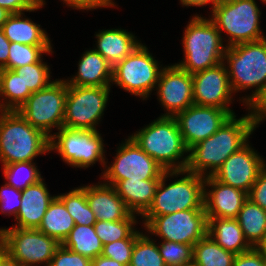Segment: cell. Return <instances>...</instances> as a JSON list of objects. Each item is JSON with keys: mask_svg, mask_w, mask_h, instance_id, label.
I'll use <instances>...</instances> for the list:
<instances>
[{"mask_svg": "<svg viewBox=\"0 0 266 266\" xmlns=\"http://www.w3.org/2000/svg\"><path fill=\"white\" fill-rule=\"evenodd\" d=\"M56 134H51L50 150L58 151L67 164L87 168L98 160L106 163L102 137L97 130L61 127Z\"/></svg>", "mask_w": 266, "mask_h": 266, "instance_id": "7c38bea8", "label": "cell"}, {"mask_svg": "<svg viewBox=\"0 0 266 266\" xmlns=\"http://www.w3.org/2000/svg\"><path fill=\"white\" fill-rule=\"evenodd\" d=\"M157 85L159 100L168 111L162 116L175 117L194 104L192 74L177 64L162 69Z\"/></svg>", "mask_w": 266, "mask_h": 266, "instance_id": "ac0fdd59", "label": "cell"}, {"mask_svg": "<svg viewBox=\"0 0 266 266\" xmlns=\"http://www.w3.org/2000/svg\"><path fill=\"white\" fill-rule=\"evenodd\" d=\"M10 44L11 42L5 36L3 29L0 28V70L7 65Z\"/></svg>", "mask_w": 266, "mask_h": 266, "instance_id": "7dc6e473", "label": "cell"}, {"mask_svg": "<svg viewBox=\"0 0 266 266\" xmlns=\"http://www.w3.org/2000/svg\"><path fill=\"white\" fill-rule=\"evenodd\" d=\"M248 105L249 109L253 110L250 117L254 128H256V125L266 117V86Z\"/></svg>", "mask_w": 266, "mask_h": 266, "instance_id": "f6af8a7d", "label": "cell"}, {"mask_svg": "<svg viewBox=\"0 0 266 266\" xmlns=\"http://www.w3.org/2000/svg\"><path fill=\"white\" fill-rule=\"evenodd\" d=\"M233 266H266V260L258 248L237 254Z\"/></svg>", "mask_w": 266, "mask_h": 266, "instance_id": "ee69618b", "label": "cell"}, {"mask_svg": "<svg viewBox=\"0 0 266 266\" xmlns=\"http://www.w3.org/2000/svg\"><path fill=\"white\" fill-rule=\"evenodd\" d=\"M0 160L3 165L33 161L50 150V137L18 111H0Z\"/></svg>", "mask_w": 266, "mask_h": 266, "instance_id": "7a4b0ae2", "label": "cell"}, {"mask_svg": "<svg viewBox=\"0 0 266 266\" xmlns=\"http://www.w3.org/2000/svg\"><path fill=\"white\" fill-rule=\"evenodd\" d=\"M180 1L185 6H203L211 2L213 4V8L218 3L217 0H180Z\"/></svg>", "mask_w": 266, "mask_h": 266, "instance_id": "f907efd6", "label": "cell"}, {"mask_svg": "<svg viewBox=\"0 0 266 266\" xmlns=\"http://www.w3.org/2000/svg\"><path fill=\"white\" fill-rule=\"evenodd\" d=\"M248 199L266 210V166L258 174L257 180L248 193Z\"/></svg>", "mask_w": 266, "mask_h": 266, "instance_id": "b9f144b4", "label": "cell"}, {"mask_svg": "<svg viewBox=\"0 0 266 266\" xmlns=\"http://www.w3.org/2000/svg\"><path fill=\"white\" fill-rule=\"evenodd\" d=\"M61 244L38 229H0V247L21 266L45 262L49 266L56 249Z\"/></svg>", "mask_w": 266, "mask_h": 266, "instance_id": "9c48e42d", "label": "cell"}, {"mask_svg": "<svg viewBox=\"0 0 266 266\" xmlns=\"http://www.w3.org/2000/svg\"><path fill=\"white\" fill-rule=\"evenodd\" d=\"M74 226V220L64 203L55 196L37 229L47 236L55 238L61 244Z\"/></svg>", "mask_w": 266, "mask_h": 266, "instance_id": "83f0119b", "label": "cell"}, {"mask_svg": "<svg viewBox=\"0 0 266 266\" xmlns=\"http://www.w3.org/2000/svg\"><path fill=\"white\" fill-rule=\"evenodd\" d=\"M130 137L165 171L186 169L188 156L175 162L188 153L175 117L161 116Z\"/></svg>", "mask_w": 266, "mask_h": 266, "instance_id": "3957f363", "label": "cell"}, {"mask_svg": "<svg viewBox=\"0 0 266 266\" xmlns=\"http://www.w3.org/2000/svg\"><path fill=\"white\" fill-rule=\"evenodd\" d=\"M21 196V190L15 189L13 186L5 184L0 189L1 211L3 213L7 211L6 214H14L16 217L21 206Z\"/></svg>", "mask_w": 266, "mask_h": 266, "instance_id": "60d3db41", "label": "cell"}, {"mask_svg": "<svg viewBox=\"0 0 266 266\" xmlns=\"http://www.w3.org/2000/svg\"><path fill=\"white\" fill-rule=\"evenodd\" d=\"M207 234L223 249L240 254L252 247L246 241L236 218H207Z\"/></svg>", "mask_w": 266, "mask_h": 266, "instance_id": "cb8c5ba5", "label": "cell"}, {"mask_svg": "<svg viewBox=\"0 0 266 266\" xmlns=\"http://www.w3.org/2000/svg\"><path fill=\"white\" fill-rule=\"evenodd\" d=\"M212 191H204V210L207 218H237L248 193L217 181L213 176L205 177V186Z\"/></svg>", "mask_w": 266, "mask_h": 266, "instance_id": "d6986e66", "label": "cell"}, {"mask_svg": "<svg viewBox=\"0 0 266 266\" xmlns=\"http://www.w3.org/2000/svg\"><path fill=\"white\" fill-rule=\"evenodd\" d=\"M51 46H32L11 42L7 65L3 69L14 70L18 67L36 63L41 59L42 53H50Z\"/></svg>", "mask_w": 266, "mask_h": 266, "instance_id": "e575fe53", "label": "cell"}, {"mask_svg": "<svg viewBox=\"0 0 266 266\" xmlns=\"http://www.w3.org/2000/svg\"><path fill=\"white\" fill-rule=\"evenodd\" d=\"M7 9L0 7V28H2L3 24L7 21L8 17L11 15Z\"/></svg>", "mask_w": 266, "mask_h": 266, "instance_id": "816d5d0a", "label": "cell"}, {"mask_svg": "<svg viewBox=\"0 0 266 266\" xmlns=\"http://www.w3.org/2000/svg\"><path fill=\"white\" fill-rule=\"evenodd\" d=\"M185 177L165 186V179L176 174ZM205 178L187 170L164 171L157 185L154 200L142 215L145 226L155 217L190 209H204Z\"/></svg>", "mask_w": 266, "mask_h": 266, "instance_id": "277c9868", "label": "cell"}, {"mask_svg": "<svg viewBox=\"0 0 266 266\" xmlns=\"http://www.w3.org/2000/svg\"><path fill=\"white\" fill-rule=\"evenodd\" d=\"M265 166L264 160L246 144L231 154L212 176L217 181L249 193Z\"/></svg>", "mask_w": 266, "mask_h": 266, "instance_id": "2e32d148", "label": "cell"}, {"mask_svg": "<svg viewBox=\"0 0 266 266\" xmlns=\"http://www.w3.org/2000/svg\"><path fill=\"white\" fill-rule=\"evenodd\" d=\"M235 257L206 234L193 246L192 266H233Z\"/></svg>", "mask_w": 266, "mask_h": 266, "instance_id": "f546056e", "label": "cell"}, {"mask_svg": "<svg viewBox=\"0 0 266 266\" xmlns=\"http://www.w3.org/2000/svg\"><path fill=\"white\" fill-rule=\"evenodd\" d=\"M49 67L42 63L40 59L36 63L18 67L13 71L23 82V92H37L49 86L53 81H49Z\"/></svg>", "mask_w": 266, "mask_h": 266, "instance_id": "836d02e7", "label": "cell"}, {"mask_svg": "<svg viewBox=\"0 0 266 266\" xmlns=\"http://www.w3.org/2000/svg\"><path fill=\"white\" fill-rule=\"evenodd\" d=\"M222 40L211 19L194 16L184 32L185 61L177 65L190 74L219 65L227 49Z\"/></svg>", "mask_w": 266, "mask_h": 266, "instance_id": "8992f818", "label": "cell"}, {"mask_svg": "<svg viewBox=\"0 0 266 266\" xmlns=\"http://www.w3.org/2000/svg\"><path fill=\"white\" fill-rule=\"evenodd\" d=\"M86 198L96 221L125 220L132 212L126 207L114 186H86Z\"/></svg>", "mask_w": 266, "mask_h": 266, "instance_id": "ffe728a7", "label": "cell"}, {"mask_svg": "<svg viewBox=\"0 0 266 266\" xmlns=\"http://www.w3.org/2000/svg\"><path fill=\"white\" fill-rule=\"evenodd\" d=\"M109 92L110 87L67 85L63 127L96 130Z\"/></svg>", "mask_w": 266, "mask_h": 266, "instance_id": "8fae6325", "label": "cell"}, {"mask_svg": "<svg viewBox=\"0 0 266 266\" xmlns=\"http://www.w3.org/2000/svg\"><path fill=\"white\" fill-rule=\"evenodd\" d=\"M113 66L97 51H86L78 65L76 77L67 81L72 86L110 87Z\"/></svg>", "mask_w": 266, "mask_h": 266, "instance_id": "7402d4cb", "label": "cell"}, {"mask_svg": "<svg viewBox=\"0 0 266 266\" xmlns=\"http://www.w3.org/2000/svg\"><path fill=\"white\" fill-rule=\"evenodd\" d=\"M0 266H21L3 248L0 247Z\"/></svg>", "mask_w": 266, "mask_h": 266, "instance_id": "681fc988", "label": "cell"}, {"mask_svg": "<svg viewBox=\"0 0 266 266\" xmlns=\"http://www.w3.org/2000/svg\"><path fill=\"white\" fill-rule=\"evenodd\" d=\"M129 266H166L158 246L146 235L141 234L135 241Z\"/></svg>", "mask_w": 266, "mask_h": 266, "instance_id": "d590c367", "label": "cell"}, {"mask_svg": "<svg viewBox=\"0 0 266 266\" xmlns=\"http://www.w3.org/2000/svg\"><path fill=\"white\" fill-rule=\"evenodd\" d=\"M3 166H4L3 172L5 179L8 180V183L6 182V184L13 186L15 189L22 191L28 186L34 185L38 183L40 180H42L41 174L36 168L37 166H35L34 163L32 164V161L17 162ZM23 169H26L25 172L27 173L26 177L24 178L22 177L23 179L22 181V179L19 176V174L21 173L19 172L23 171Z\"/></svg>", "mask_w": 266, "mask_h": 266, "instance_id": "8d00e7d4", "label": "cell"}, {"mask_svg": "<svg viewBox=\"0 0 266 266\" xmlns=\"http://www.w3.org/2000/svg\"><path fill=\"white\" fill-rule=\"evenodd\" d=\"M232 115L224 109L191 105L175 118L183 141L189 150L214 134Z\"/></svg>", "mask_w": 266, "mask_h": 266, "instance_id": "9a60e30c", "label": "cell"}, {"mask_svg": "<svg viewBox=\"0 0 266 266\" xmlns=\"http://www.w3.org/2000/svg\"><path fill=\"white\" fill-rule=\"evenodd\" d=\"M91 266H125L111 258L99 255L96 258L91 259Z\"/></svg>", "mask_w": 266, "mask_h": 266, "instance_id": "c3c4849f", "label": "cell"}, {"mask_svg": "<svg viewBox=\"0 0 266 266\" xmlns=\"http://www.w3.org/2000/svg\"><path fill=\"white\" fill-rule=\"evenodd\" d=\"M31 94L23 92V82L13 70H0V96L9 98L6 104H0V111H17Z\"/></svg>", "mask_w": 266, "mask_h": 266, "instance_id": "4dcf8cb0", "label": "cell"}, {"mask_svg": "<svg viewBox=\"0 0 266 266\" xmlns=\"http://www.w3.org/2000/svg\"><path fill=\"white\" fill-rule=\"evenodd\" d=\"M136 223L134 213L125 220L120 221H96L94 229L100 238L102 245L121 239H137L142 233L134 230L132 225Z\"/></svg>", "mask_w": 266, "mask_h": 266, "instance_id": "1f68e13d", "label": "cell"}, {"mask_svg": "<svg viewBox=\"0 0 266 266\" xmlns=\"http://www.w3.org/2000/svg\"><path fill=\"white\" fill-rule=\"evenodd\" d=\"M61 245L74 253L90 259L102 255L103 252V245L100 238L96 235L94 225L75 224Z\"/></svg>", "mask_w": 266, "mask_h": 266, "instance_id": "f1b7e54d", "label": "cell"}, {"mask_svg": "<svg viewBox=\"0 0 266 266\" xmlns=\"http://www.w3.org/2000/svg\"><path fill=\"white\" fill-rule=\"evenodd\" d=\"M235 117L232 115L214 134L188 150L185 170L205 177L204 171L210 168L206 176H212L231 154L248 143L255 129L250 114L240 119Z\"/></svg>", "mask_w": 266, "mask_h": 266, "instance_id": "6da1fadb", "label": "cell"}, {"mask_svg": "<svg viewBox=\"0 0 266 266\" xmlns=\"http://www.w3.org/2000/svg\"><path fill=\"white\" fill-rule=\"evenodd\" d=\"M158 66L146 46L140 43L113 67L112 82L144 100L158 83L162 71Z\"/></svg>", "mask_w": 266, "mask_h": 266, "instance_id": "30bf717a", "label": "cell"}, {"mask_svg": "<svg viewBox=\"0 0 266 266\" xmlns=\"http://www.w3.org/2000/svg\"><path fill=\"white\" fill-rule=\"evenodd\" d=\"M192 79L195 105L221 108L234 115L226 106L231 101L233 92L223 62L213 68L193 73Z\"/></svg>", "mask_w": 266, "mask_h": 266, "instance_id": "e0dca14e", "label": "cell"}, {"mask_svg": "<svg viewBox=\"0 0 266 266\" xmlns=\"http://www.w3.org/2000/svg\"><path fill=\"white\" fill-rule=\"evenodd\" d=\"M23 13H12L3 24L2 29L10 42L32 46H51L44 30L28 18L22 19Z\"/></svg>", "mask_w": 266, "mask_h": 266, "instance_id": "484cf974", "label": "cell"}, {"mask_svg": "<svg viewBox=\"0 0 266 266\" xmlns=\"http://www.w3.org/2000/svg\"><path fill=\"white\" fill-rule=\"evenodd\" d=\"M160 246V255L166 266H192V245L163 240Z\"/></svg>", "mask_w": 266, "mask_h": 266, "instance_id": "74e56055", "label": "cell"}, {"mask_svg": "<svg viewBox=\"0 0 266 266\" xmlns=\"http://www.w3.org/2000/svg\"><path fill=\"white\" fill-rule=\"evenodd\" d=\"M97 49L113 67L128 56L140 43L133 34L121 29L104 30L96 34Z\"/></svg>", "mask_w": 266, "mask_h": 266, "instance_id": "d4e9b609", "label": "cell"}, {"mask_svg": "<svg viewBox=\"0 0 266 266\" xmlns=\"http://www.w3.org/2000/svg\"><path fill=\"white\" fill-rule=\"evenodd\" d=\"M260 11L255 0H232L217 3L212 9V21L220 32L226 31L229 45L264 39L259 27Z\"/></svg>", "mask_w": 266, "mask_h": 266, "instance_id": "52a82bcc", "label": "cell"}, {"mask_svg": "<svg viewBox=\"0 0 266 266\" xmlns=\"http://www.w3.org/2000/svg\"><path fill=\"white\" fill-rule=\"evenodd\" d=\"M218 3H223V2H228V1H232V0H217Z\"/></svg>", "mask_w": 266, "mask_h": 266, "instance_id": "db71d44e", "label": "cell"}, {"mask_svg": "<svg viewBox=\"0 0 266 266\" xmlns=\"http://www.w3.org/2000/svg\"><path fill=\"white\" fill-rule=\"evenodd\" d=\"M57 197L64 203L75 224L91 226L96 223L95 215L86 198V186Z\"/></svg>", "mask_w": 266, "mask_h": 266, "instance_id": "d6a6232c", "label": "cell"}, {"mask_svg": "<svg viewBox=\"0 0 266 266\" xmlns=\"http://www.w3.org/2000/svg\"><path fill=\"white\" fill-rule=\"evenodd\" d=\"M64 3L68 4L75 9H94L97 7L114 6L112 0H63Z\"/></svg>", "mask_w": 266, "mask_h": 266, "instance_id": "bcb514c9", "label": "cell"}, {"mask_svg": "<svg viewBox=\"0 0 266 266\" xmlns=\"http://www.w3.org/2000/svg\"><path fill=\"white\" fill-rule=\"evenodd\" d=\"M236 219L246 241L251 247L257 248L266 237V210L247 199Z\"/></svg>", "mask_w": 266, "mask_h": 266, "instance_id": "4316f807", "label": "cell"}, {"mask_svg": "<svg viewBox=\"0 0 266 266\" xmlns=\"http://www.w3.org/2000/svg\"><path fill=\"white\" fill-rule=\"evenodd\" d=\"M67 83L64 80L53 81L49 86L33 92L17 110L34 128L48 137L52 127H63Z\"/></svg>", "mask_w": 266, "mask_h": 266, "instance_id": "ba28073f", "label": "cell"}, {"mask_svg": "<svg viewBox=\"0 0 266 266\" xmlns=\"http://www.w3.org/2000/svg\"><path fill=\"white\" fill-rule=\"evenodd\" d=\"M135 241L136 239H121L105 244L102 255L129 266Z\"/></svg>", "mask_w": 266, "mask_h": 266, "instance_id": "f35d334b", "label": "cell"}, {"mask_svg": "<svg viewBox=\"0 0 266 266\" xmlns=\"http://www.w3.org/2000/svg\"><path fill=\"white\" fill-rule=\"evenodd\" d=\"M164 169L135 141L129 137L125 144L118 147L115 162L104 171L103 178L108 180L111 186H115L120 180H150L161 179Z\"/></svg>", "mask_w": 266, "mask_h": 266, "instance_id": "5bb4252c", "label": "cell"}, {"mask_svg": "<svg viewBox=\"0 0 266 266\" xmlns=\"http://www.w3.org/2000/svg\"><path fill=\"white\" fill-rule=\"evenodd\" d=\"M49 266H91V259L60 245L56 249Z\"/></svg>", "mask_w": 266, "mask_h": 266, "instance_id": "ab89813d", "label": "cell"}, {"mask_svg": "<svg viewBox=\"0 0 266 266\" xmlns=\"http://www.w3.org/2000/svg\"><path fill=\"white\" fill-rule=\"evenodd\" d=\"M257 248L262 252L264 259L266 260V237Z\"/></svg>", "mask_w": 266, "mask_h": 266, "instance_id": "f5cc1de1", "label": "cell"}, {"mask_svg": "<svg viewBox=\"0 0 266 266\" xmlns=\"http://www.w3.org/2000/svg\"><path fill=\"white\" fill-rule=\"evenodd\" d=\"M44 4V0H0V7L7 9L10 13L38 10Z\"/></svg>", "mask_w": 266, "mask_h": 266, "instance_id": "7bdbcfd3", "label": "cell"}, {"mask_svg": "<svg viewBox=\"0 0 266 266\" xmlns=\"http://www.w3.org/2000/svg\"><path fill=\"white\" fill-rule=\"evenodd\" d=\"M232 91L256 87L252 95L243 100L248 105L266 86V37L228 47L224 58Z\"/></svg>", "mask_w": 266, "mask_h": 266, "instance_id": "5b68a950", "label": "cell"}, {"mask_svg": "<svg viewBox=\"0 0 266 266\" xmlns=\"http://www.w3.org/2000/svg\"><path fill=\"white\" fill-rule=\"evenodd\" d=\"M21 206L17 213L16 228L37 229L55 196H50L43 179L21 191Z\"/></svg>", "mask_w": 266, "mask_h": 266, "instance_id": "44dd1931", "label": "cell"}, {"mask_svg": "<svg viewBox=\"0 0 266 266\" xmlns=\"http://www.w3.org/2000/svg\"><path fill=\"white\" fill-rule=\"evenodd\" d=\"M145 227L165 241L194 246L207 234L208 220L204 209H190L155 216Z\"/></svg>", "mask_w": 266, "mask_h": 266, "instance_id": "4fadbf2b", "label": "cell"}, {"mask_svg": "<svg viewBox=\"0 0 266 266\" xmlns=\"http://www.w3.org/2000/svg\"><path fill=\"white\" fill-rule=\"evenodd\" d=\"M159 181L160 179H124L120 180L114 187L126 207L132 213L142 216L153 203Z\"/></svg>", "mask_w": 266, "mask_h": 266, "instance_id": "603a6c76", "label": "cell"}]
</instances>
